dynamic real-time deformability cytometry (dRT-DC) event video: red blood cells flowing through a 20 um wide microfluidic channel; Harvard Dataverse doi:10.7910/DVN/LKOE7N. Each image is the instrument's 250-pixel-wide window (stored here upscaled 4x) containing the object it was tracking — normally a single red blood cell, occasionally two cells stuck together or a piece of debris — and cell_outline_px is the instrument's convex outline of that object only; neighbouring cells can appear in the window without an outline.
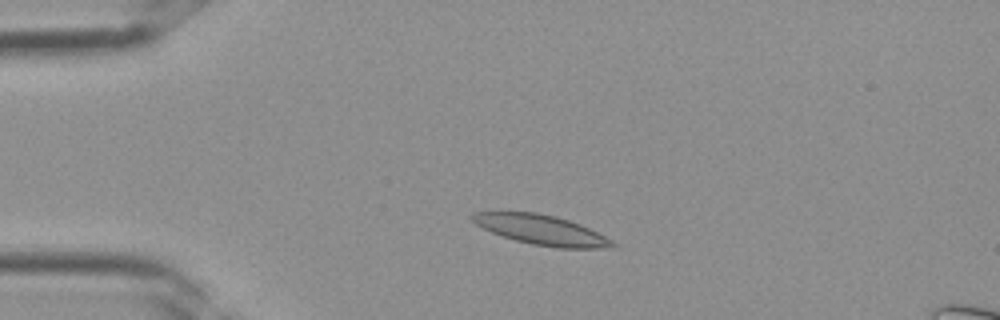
{"species": "Egyptian fruit bat (a non-hibernating species)", "species_latin": "Rousettus aegyptiacus", "temperature_condition": "room temperature", "stored_images_in_passage": 34, "camera_frame_rate_fps": 3000, "um_per_image_px": 0.085, "frame": {"image": 1, "passage_image": 6, "time_ms": 1.667, "image_size_px": [1000, 320], "cell_outline_px": [[620, 244], [616, 248], [556, 248], [532, 244], [516, 240], [492, 232], [476, 224], [468, 216], [472, 212], [536, 212], [556, 216], [580, 224]], "centroid_in_image_um": [46.05, 19.54], "position_along_channel_um": 38.9, "area_um2": 24.33}}
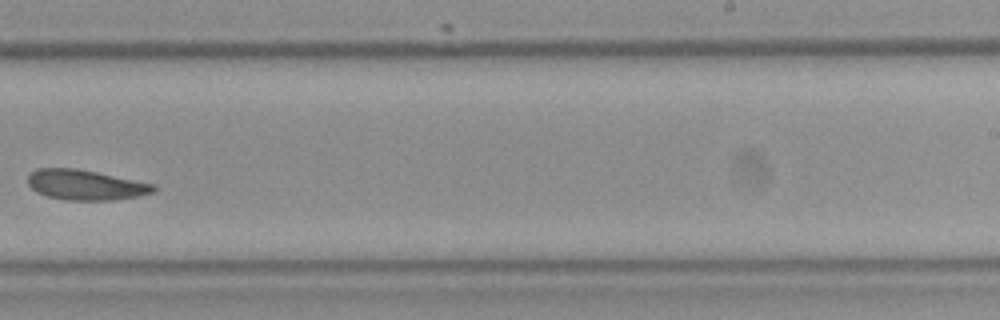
{"frame": {"image": 2, "passage_image": 21, "time_ms": 6.667, "image_size_px": [1000, 320], "cell_outline_px": [[156, 188], [152, 192], [136, 196], [116, 200], [64, 200], [48, 196], [36, 192], [28, 184], [28, 172], [36, 168], [76, 168], [156, 184]], "centroid_in_image_um": [7.23, 15.71], "position_along_channel_um": 281.8, "area_um2": 22.14}}
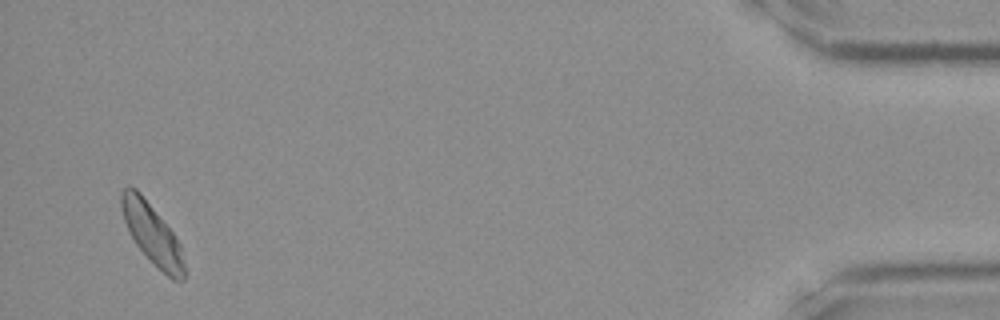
{"frame": {"image": 3, "passage_image": 33, "time_ms": 10.667, "image_size_px": [1000, 320], "cell_outline_px": [[184, 280], [172, 280], [136, 244], [124, 220], [120, 208], [120, 192], [128, 184], [136, 188], [140, 192], [172, 232], [180, 244], [184, 264]], "centroid_in_image_um": [12.9, 19.82], "position_along_channel_um": 422.3, "area_um2": 21.5}}